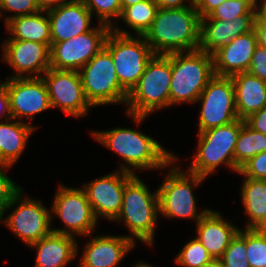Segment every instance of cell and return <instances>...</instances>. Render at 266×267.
Masks as SVG:
<instances>
[{
	"mask_svg": "<svg viewBox=\"0 0 266 267\" xmlns=\"http://www.w3.org/2000/svg\"><path fill=\"white\" fill-rule=\"evenodd\" d=\"M257 45L258 36L253 29L236 36L216 50L212 54L215 75L231 77L237 73L248 72Z\"/></svg>",
	"mask_w": 266,
	"mask_h": 267,
	"instance_id": "19",
	"label": "cell"
},
{
	"mask_svg": "<svg viewBox=\"0 0 266 267\" xmlns=\"http://www.w3.org/2000/svg\"><path fill=\"white\" fill-rule=\"evenodd\" d=\"M212 259L213 257L196 237L187 242L175 257L176 263L183 267H199Z\"/></svg>",
	"mask_w": 266,
	"mask_h": 267,
	"instance_id": "31",
	"label": "cell"
},
{
	"mask_svg": "<svg viewBox=\"0 0 266 267\" xmlns=\"http://www.w3.org/2000/svg\"><path fill=\"white\" fill-rule=\"evenodd\" d=\"M91 31L62 42L51 43L50 67L57 70L79 71L105 45L112 28L99 23Z\"/></svg>",
	"mask_w": 266,
	"mask_h": 267,
	"instance_id": "10",
	"label": "cell"
},
{
	"mask_svg": "<svg viewBox=\"0 0 266 267\" xmlns=\"http://www.w3.org/2000/svg\"><path fill=\"white\" fill-rule=\"evenodd\" d=\"M67 0H36L40 10H48L54 7L59 6L61 3L66 2Z\"/></svg>",
	"mask_w": 266,
	"mask_h": 267,
	"instance_id": "45",
	"label": "cell"
},
{
	"mask_svg": "<svg viewBox=\"0 0 266 267\" xmlns=\"http://www.w3.org/2000/svg\"><path fill=\"white\" fill-rule=\"evenodd\" d=\"M120 1H121V7L123 10L125 7H129V6L134 5L138 2H141L143 0H120Z\"/></svg>",
	"mask_w": 266,
	"mask_h": 267,
	"instance_id": "47",
	"label": "cell"
},
{
	"mask_svg": "<svg viewBox=\"0 0 266 267\" xmlns=\"http://www.w3.org/2000/svg\"><path fill=\"white\" fill-rule=\"evenodd\" d=\"M11 165L0 161V222L5 215L6 208L13 200L14 196L22 189L11 178L7 176L4 169H9Z\"/></svg>",
	"mask_w": 266,
	"mask_h": 267,
	"instance_id": "35",
	"label": "cell"
},
{
	"mask_svg": "<svg viewBox=\"0 0 266 267\" xmlns=\"http://www.w3.org/2000/svg\"><path fill=\"white\" fill-rule=\"evenodd\" d=\"M1 10L15 13L6 17L7 23L12 18L39 12L40 8L36 0H0V18L3 14Z\"/></svg>",
	"mask_w": 266,
	"mask_h": 267,
	"instance_id": "36",
	"label": "cell"
},
{
	"mask_svg": "<svg viewBox=\"0 0 266 267\" xmlns=\"http://www.w3.org/2000/svg\"><path fill=\"white\" fill-rule=\"evenodd\" d=\"M52 214L58 215L65 224L63 229H52L55 233L92 236L97 226L98 220L83 187L68 188L60 185L54 198Z\"/></svg>",
	"mask_w": 266,
	"mask_h": 267,
	"instance_id": "11",
	"label": "cell"
},
{
	"mask_svg": "<svg viewBox=\"0 0 266 267\" xmlns=\"http://www.w3.org/2000/svg\"><path fill=\"white\" fill-rule=\"evenodd\" d=\"M258 0H255V22H264L266 23V0H262L260 7L257 3Z\"/></svg>",
	"mask_w": 266,
	"mask_h": 267,
	"instance_id": "44",
	"label": "cell"
},
{
	"mask_svg": "<svg viewBox=\"0 0 266 267\" xmlns=\"http://www.w3.org/2000/svg\"><path fill=\"white\" fill-rule=\"evenodd\" d=\"M244 120L208 129L198 134V148L188 171L208 177L216 168L225 164L234 171V151Z\"/></svg>",
	"mask_w": 266,
	"mask_h": 267,
	"instance_id": "7",
	"label": "cell"
},
{
	"mask_svg": "<svg viewBox=\"0 0 266 267\" xmlns=\"http://www.w3.org/2000/svg\"><path fill=\"white\" fill-rule=\"evenodd\" d=\"M188 172V173H187ZM182 171L178 167H172L163 183L157 189L159 196V209L162 215L168 218H189L196 220V224L210 210L202 212L196 209V199L193 187L199 186L205 177Z\"/></svg>",
	"mask_w": 266,
	"mask_h": 267,
	"instance_id": "9",
	"label": "cell"
},
{
	"mask_svg": "<svg viewBox=\"0 0 266 267\" xmlns=\"http://www.w3.org/2000/svg\"><path fill=\"white\" fill-rule=\"evenodd\" d=\"M227 0H195L194 6L200 18L207 17L216 7Z\"/></svg>",
	"mask_w": 266,
	"mask_h": 267,
	"instance_id": "40",
	"label": "cell"
},
{
	"mask_svg": "<svg viewBox=\"0 0 266 267\" xmlns=\"http://www.w3.org/2000/svg\"><path fill=\"white\" fill-rule=\"evenodd\" d=\"M255 13H248L234 20H212L208 16L200 18L199 50L213 54L236 36L254 29Z\"/></svg>",
	"mask_w": 266,
	"mask_h": 267,
	"instance_id": "20",
	"label": "cell"
},
{
	"mask_svg": "<svg viewBox=\"0 0 266 267\" xmlns=\"http://www.w3.org/2000/svg\"><path fill=\"white\" fill-rule=\"evenodd\" d=\"M198 101L202 103L198 132L223 126L239 119L231 77L215 75L199 95Z\"/></svg>",
	"mask_w": 266,
	"mask_h": 267,
	"instance_id": "12",
	"label": "cell"
},
{
	"mask_svg": "<svg viewBox=\"0 0 266 267\" xmlns=\"http://www.w3.org/2000/svg\"><path fill=\"white\" fill-rule=\"evenodd\" d=\"M159 212L158 190L151 193L135 174L125 184L121 210L115 220H123L132 233L129 238L133 242L135 237L147 245H152Z\"/></svg>",
	"mask_w": 266,
	"mask_h": 267,
	"instance_id": "5",
	"label": "cell"
},
{
	"mask_svg": "<svg viewBox=\"0 0 266 267\" xmlns=\"http://www.w3.org/2000/svg\"><path fill=\"white\" fill-rule=\"evenodd\" d=\"M132 267H153V266L152 265H149L147 263H144V262H139V263L135 264Z\"/></svg>",
	"mask_w": 266,
	"mask_h": 267,
	"instance_id": "49",
	"label": "cell"
},
{
	"mask_svg": "<svg viewBox=\"0 0 266 267\" xmlns=\"http://www.w3.org/2000/svg\"><path fill=\"white\" fill-rule=\"evenodd\" d=\"M50 21L51 43L62 42L91 31L92 14L81 0H67L46 10Z\"/></svg>",
	"mask_w": 266,
	"mask_h": 267,
	"instance_id": "18",
	"label": "cell"
},
{
	"mask_svg": "<svg viewBox=\"0 0 266 267\" xmlns=\"http://www.w3.org/2000/svg\"><path fill=\"white\" fill-rule=\"evenodd\" d=\"M21 121L14 122V118H9L0 122V161L10 165L19 159L27 146L28 138L36 129Z\"/></svg>",
	"mask_w": 266,
	"mask_h": 267,
	"instance_id": "26",
	"label": "cell"
},
{
	"mask_svg": "<svg viewBox=\"0 0 266 267\" xmlns=\"http://www.w3.org/2000/svg\"><path fill=\"white\" fill-rule=\"evenodd\" d=\"M154 3L158 6V8L165 9H179V8H187V7H195V0H188L191 5H187L185 1L187 0H153Z\"/></svg>",
	"mask_w": 266,
	"mask_h": 267,
	"instance_id": "42",
	"label": "cell"
},
{
	"mask_svg": "<svg viewBox=\"0 0 266 267\" xmlns=\"http://www.w3.org/2000/svg\"><path fill=\"white\" fill-rule=\"evenodd\" d=\"M199 267H223V265L220 259H212L210 262Z\"/></svg>",
	"mask_w": 266,
	"mask_h": 267,
	"instance_id": "46",
	"label": "cell"
},
{
	"mask_svg": "<svg viewBox=\"0 0 266 267\" xmlns=\"http://www.w3.org/2000/svg\"><path fill=\"white\" fill-rule=\"evenodd\" d=\"M158 6L153 0H143L122 10L121 19L124 20L137 36H144L150 29L156 17Z\"/></svg>",
	"mask_w": 266,
	"mask_h": 267,
	"instance_id": "29",
	"label": "cell"
},
{
	"mask_svg": "<svg viewBox=\"0 0 266 267\" xmlns=\"http://www.w3.org/2000/svg\"><path fill=\"white\" fill-rule=\"evenodd\" d=\"M2 57L16 72L10 78L41 77L50 68V46L39 42L4 39Z\"/></svg>",
	"mask_w": 266,
	"mask_h": 267,
	"instance_id": "17",
	"label": "cell"
},
{
	"mask_svg": "<svg viewBox=\"0 0 266 267\" xmlns=\"http://www.w3.org/2000/svg\"><path fill=\"white\" fill-rule=\"evenodd\" d=\"M246 256L250 267H266V235L245 229Z\"/></svg>",
	"mask_w": 266,
	"mask_h": 267,
	"instance_id": "30",
	"label": "cell"
},
{
	"mask_svg": "<svg viewBox=\"0 0 266 267\" xmlns=\"http://www.w3.org/2000/svg\"><path fill=\"white\" fill-rule=\"evenodd\" d=\"M93 15L94 12L99 19V23L113 27L112 18H120L122 7L120 0H81Z\"/></svg>",
	"mask_w": 266,
	"mask_h": 267,
	"instance_id": "34",
	"label": "cell"
},
{
	"mask_svg": "<svg viewBox=\"0 0 266 267\" xmlns=\"http://www.w3.org/2000/svg\"><path fill=\"white\" fill-rule=\"evenodd\" d=\"M144 38L155 55L197 50L200 17L196 8H159Z\"/></svg>",
	"mask_w": 266,
	"mask_h": 267,
	"instance_id": "2",
	"label": "cell"
},
{
	"mask_svg": "<svg viewBox=\"0 0 266 267\" xmlns=\"http://www.w3.org/2000/svg\"><path fill=\"white\" fill-rule=\"evenodd\" d=\"M245 122L254 130L266 134V106L251 114Z\"/></svg>",
	"mask_w": 266,
	"mask_h": 267,
	"instance_id": "39",
	"label": "cell"
},
{
	"mask_svg": "<svg viewBox=\"0 0 266 267\" xmlns=\"http://www.w3.org/2000/svg\"><path fill=\"white\" fill-rule=\"evenodd\" d=\"M248 72L266 81V48L257 45Z\"/></svg>",
	"mask_w": 266,
	"mask_h": 267,
	"instance_id": "38",
	"label": "cell"
},
{
	"mask_svg": "<svg viewBox=\"0 0 266 267\" xmlns=\"http://www.w3.org/2000/svg\"><path fill=\"white\" fill-rule=\"evenodd\" d=\"M125 171H115L83 184L95 217L115 220L121 210L125 184L134 176Z\"/></svg>",
	"mask_w": 266,
	"mask_h": 267,
	"instance_id": "15",
	"label": "cell"
},
{
	"mask_svg": "<svg viewBox=\"0 0 266 267\" xmlns=\"http://www.w3.org/2000/svg\"><path fill=\"white\" fill-rule=\"evenodd\" d=\"M241 199L249 217L245 229H256L266 217V180L244 177Z\"/></svg>",
	"mask_w": 266,
	"mask_h": 267,
	"instance_id": "27",
	"label": "cell"
},
{
	"mask_svg": "<svg viewBox=\"0 0 266 267\" xmlns=\"http://www.w3.org/2000/svg\"><path fill=\"white\" fill-rule=\"evenodd\" d=\"M171 77V54L154 55L126 102V114L137 125L152 111L170 106Z\"/></svg>",
	"mask_w": 266,
	"mask_h": 267,
	"instance_id": "3",
	"label": "cell"
},
{
	"mask_svg": "<svg viewBox=\"0 0 266 267\" xmlns=\"http://www.w3.org/2000/svg\"><path fill=\"white\" fill-rule=\"evenodd\" d=\"M96 141L116 152L127 165L119 170L135 174L132 168L140 170L162 169L177 162V156L164 149L153 137L138 130L113 128L107 131L91 132Z\"/></svg>",
	"mask_w": 266,
	"mask_h": 267,
	"instance_id": "1",
	"label": "cell"
},
{
	"mask_svg": "<svg viewBox=\"0 0 266 267\" xmlns=\"http://www.w3.org/2000/svg\"><path fill=\"white\" fill-rule=\"evenodd\" d=\"M79 73L85 97L92 107L127 102L129 93L120 85L112 56L105 47Z\"/></svg>",
	"mask_w": 266,
	"mask_h": 267,
	"instance_id": "8",
	"label": "cell"
},
{
	"mask_svg": "<svg viewBox=\"0 0 266 267\" xmlns=\"http://www.w3.org/2000/svg\"><path fill=\"white\" fill-rule=\"evenodd\" d=\"M135 244L129 235L91 238L84 248L79 267H117Z\"/></svg>",
	"mask_w": 266,
	"mask_h": 267,
	"instance_id": "21",
	"label": "cell"
},
{
	"mask_svg": "<svg viewBox=\"0 0 266 267\" xmlns=\"http://www.w3.org/2000/svg\"><path fill=\"white\" fill-rule=\"evenodd\" d=\"M256 230L263 235H266V217L264 220L259 224V226L256 228Z\"/></svg>",
	"mask_w": 266,
	"mask_h": 267,
	"instance_id": "48",
	"label": "cell"
},
{
	"mask_svg": "<svg viewBox=\"0 0 266 267\" xmlns=\"http://www.w3.org/2000/svg\"><path fill=\"white\" fill-rule=\"evenodd\" d=\"M254 29L258 36V44L266 48V23L254 22Z\"/></svg>",
	"mask_w": 266,
	"mask_h": 267,
	"instance_id": "43",
	"label": "cell"
},
{
	"mask_svg": "<svg viewBox=\"0 0 266 267\" xmlns=\"http://www.w3.org/2000/svg\"><path fill=\"white\" fill-rule=\"evenodd\" d=\"M255 0H227L216 7L208 17L212 20H234L248 13H255Z\"/></svg>",
	"mask_w": 266,
	"mask_h": 267,
	"instance_id": "32",
	"label": "cell"
},
{
	"mask_svg": "<svg viewBox=\"0 0 266 267\" xmlns=\"http://www.w3.org/2000/svg\"><path fill=\"white\" fill-rule=\"evenodd\" d=\"M44 13L46 10H40L9 20L5 23L6 30L11 34L8 39L34 41L51 47L50 21L48 15L44 16Z\"/></svg>",
	"mask_w": 266,
	"mask_h": 267,
	"instance_id": "25",
	"label": "cell"
},
{
	"mask_svg": "<svg viewBox=\"0 0 266 267\" xmlns=\"http://www.w3.org/2000/svg\"><path fill=\"white\" fill-rule=\"evenodd\" d=\"M74 236L51 232L30 244L36 248L35 267H65L77 255L78 245Z\"/></svg>",
	"mask_w": 266,
	"mask_h": 267,
	"instance_id": "23",
	"label": "cell"
},
{
	"mask_svg": "<svg viewBox=\"0 0 266 267\" xmlns=\"http://www.w3.org/2000/svg\"><path fill=\"white\" fill-rule=\"evenodd\" d=\"M22 190L23 188L14 196L6 208L7 211L19 203L6 217L4 223L11 229V232L29 246L52 232L50 225L53 215L41 202L27 197L23 199Z\"/></svg>",
	"mask_w": 266,
	"mask_h": 267,
	"instance_id": "13",
	"label": "cell"
},
{
	"mask_svg": "<svg viewBox=\"0 0 266 267\" xmlns=\"http://www.w3.org/2000/svg\"><path fill=\"white\" fill-rule=\"evenodd\" d=\"M238 174L251 179L266 180V151L255 155L246 162Z\"/></svg>",
	"mask_w": 266,
	"mask_h": 267,
	"instance_id": "37",
	"label": "cell"
},
{
	"mask_svg": "<svg viewBox=\"0 0 266 267\" xmlns=\"http://www.w3.org/2000/svg\"><path fill=\"white\" fill-rule=\"evenodd\" d=\"M219 259L223 267H250L246 256L245 230L239 229Z\"/></svg>",
	"mask_w": 266,
	"mask_h": 267,
	"instance_id": "33",
	"label": "cell"
},
{
	"mask_svg": "<svg viewBox=\"0 0 266 267\" xmlns=\"http://www.w3.org/2000/svg\"><path fill=\"white\" fill-rule=\"evenodd\" d=\"M171 73L170 106L195 103L215 76L213 57L199 49L171 53Z\"/></svg>",
	"mask_w": 266,
	"mask_h": 267,
	"instance_id": "4",
	"label": "cell"
},
{
	"mask_svg": "<svg viewBox=\"0 0 266 267\" xmlns=\"http://www.w3.org/2000/svg\"><path fill=\"white\" fill-rule=\"evenodd\" d=\"M9 95L11 118L29 117L51 108L42 77L7 78L3 83Z\"/></svg>",
	"mask_w": 266,
	"mask_h": 267,
	"instance_id": "16",
	"label": "cell"
},
{
	"mask_svg": "<svg viewBox=\"0 0 266 267\" xmlns=\"http://www.w3.org/2000/svg\"><path fill=\"white\" fill-rule=\"evenodd\" d=\"M104 47L110 52L120 85L130 93L155 55L144 36L133 37L127 30L112 27Z\"/></svg>",
	"mask_w": 266,
	"mask_h": 267,
	"instance_id": "6",
	"label": "cell"
},
{
	"mask_svg": "<svg viewBox=\"0 0 266 267\" xmlns=\"http://www.w3.org/2000/svg\"><path fill=\"white\" fill-rule=\"evenodd\" d=\"M231 79L239 119L245 120L266 106V81L249 72L234 74Z\"/></svg>",
	"mask_w": 266,
	"mask_h": 267,
	"instance_id": "24",
	"label": "cell"
},
{
	"mask_svg": "<svg viewBox=\"0 0 266 267\" xmlns=\"http://www.w3.org/2000/svg\"><path fill=\"white\" fill-rule=\"evenodd\" d=\"M266 151V134L252 129L244 120L234 151V171L239 169L255 155Z\"/></svg>",
	"mask_w": 266,
	"mask_h": 267,
	"instance_id": "28",
	"label": "cell"
},
{
	"mask_svg": "<svg viewBox=\"0 0 266 267\" xmlns=\"http://www.w3.org/2000/svg\"><path fill=\"white\" fill-rule=\"evenodd\" d=\"M4 117L5 120L11 118L9 95L7 89L0 84V118Z\"/></svg>",
	"mask_w": 266,
	"mask_h": 267,
	"instance_id": "41",
	"label": "cell"
},
{
	"mask_svg": "<svg viewBox=\"0 0 266 267\" xmlns=\"http://www.w3.org/2000/svg\"><path fill=\"white\" fill-rule=\"evenodd\" d=\"M197 239L213 257L219 259L231 240L237 235L239 229L235 225L224 220L220 213L209 210L196 224Z\"/></svg>",
	"mask_w": 266,
	"mask_h": 267,
	"instance_id": "22",
	"label": "cell"
},
{
	"mask_svg": "<svg viewBox=\"0 0 266 267\" xmlns=\"http://www.w3.org/2000/svg\"><path fill=\"white\" fill-rule=\"evenodd\" d=\"M41 77L47 88L51 108H59L66 115L74 117L87 115L92 106L85 97L79 71L50 67Z\"/></svg>",
	"mask_w": 266,
	"mask_h": 267,
	"instance_id": "14",
	"label": "cell"
}]
</instances>
